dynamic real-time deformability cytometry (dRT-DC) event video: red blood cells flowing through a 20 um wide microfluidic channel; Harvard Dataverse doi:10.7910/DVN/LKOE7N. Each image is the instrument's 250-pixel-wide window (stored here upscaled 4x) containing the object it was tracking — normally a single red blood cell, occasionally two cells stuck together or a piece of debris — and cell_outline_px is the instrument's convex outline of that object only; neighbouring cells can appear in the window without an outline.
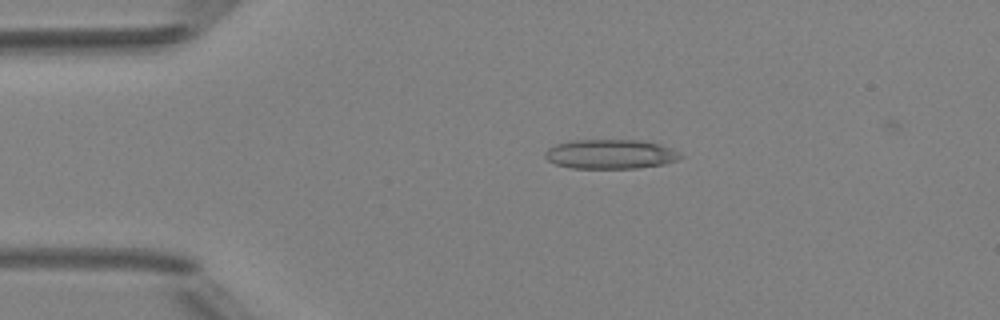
{"species": "Egyptian fruit bat (a non-hibernating species)", "species_latin": "Rousettus aegyptiacus", "temperature_condition": "room temperature", "stored_images_in_passage": 5, "camera_frame_rate_fps": 3000, "um_per_image_px": 0.085, "animal": {"sex": "female"}, "frame": {"image": 1, "passage_image": 3, "time_ms": 2.333, "image_size_px": [1000, 320], "cell_outline_px": [[684, 156], [676, 160], [664, 164], [636, 168], [572, 168], [556, 164], [548, 160], [544, 156], [544, 152], [548, 148], [556, 144], [572, 140], [644, 140], [660, 144], [680, 152]], "centroid_in_image_um": [51.9, 13.09], "position_along_channel_um": 33.1, "area_um2": 23.29}}